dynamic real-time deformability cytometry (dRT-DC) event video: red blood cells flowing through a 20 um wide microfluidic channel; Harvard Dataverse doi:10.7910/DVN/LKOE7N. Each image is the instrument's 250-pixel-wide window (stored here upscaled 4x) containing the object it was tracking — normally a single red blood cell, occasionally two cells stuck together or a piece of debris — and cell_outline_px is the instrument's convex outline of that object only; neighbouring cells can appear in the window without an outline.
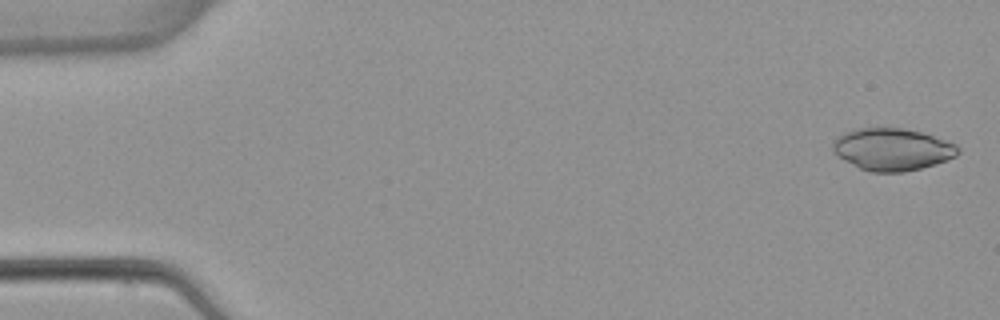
{"species": "common noctule bat (a hibernating species)", "species_latin": "Nyctalus noctula", "temperature_condition": "warm", "stored_images_in_passage": 4, "camera_frame_rate_fps": 3000, "um_per_image_px": 0.085, "animal": {"sex": "female", "body_mass_g": 22.7, "forearm_length_mm": 54.2}, "frame": {"image": 1, "passage_image": 1, "time_ms": 0.0, "image_size_px": [1000, 320], "cell_outline_px": [[960, 152], [956, 156], [948, 160], [936, 164], [904, 172], [868, 172], [844, 160], [832, 148], [832, 140], [836, 136], [844, 132], [856, 128], [900, 128], [920, 132], [956, 144], [960, 148]], "centroid_in_image_um": [75.83, 12.7], "position_along_channel_um": 9.2, "area_um2": 30.75}}
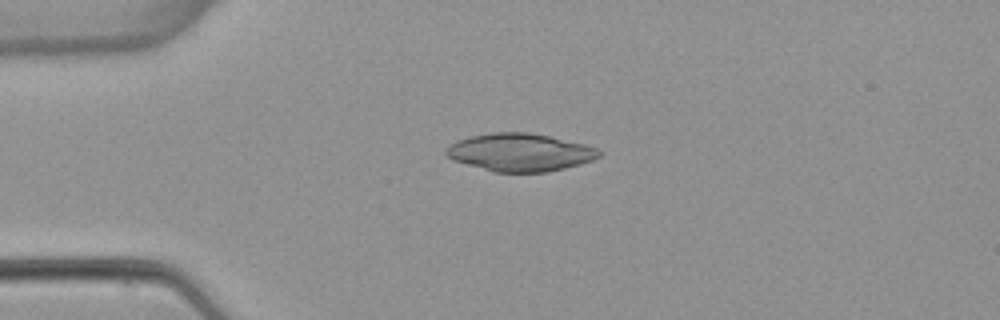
{"frame": {"image": 2, "passage_image": 4, "time_ms": 3.667, "image_size_px": [1000, 320], "cell_outline_px": [[604, 152], [600, 156], [592, 160], [580, 164], [548, 172], [496, 172], [452, 160], [444, 152], [444, 148], [448, 144], [456, 140], [472, 136], [492, 132], [528, 132], [548, 136], [584, 144], [596, 148]], "centroid_in_image_um": [44.17, 12.94], "position_along_channel_um": 40.8, "area_um2": 33.7}}